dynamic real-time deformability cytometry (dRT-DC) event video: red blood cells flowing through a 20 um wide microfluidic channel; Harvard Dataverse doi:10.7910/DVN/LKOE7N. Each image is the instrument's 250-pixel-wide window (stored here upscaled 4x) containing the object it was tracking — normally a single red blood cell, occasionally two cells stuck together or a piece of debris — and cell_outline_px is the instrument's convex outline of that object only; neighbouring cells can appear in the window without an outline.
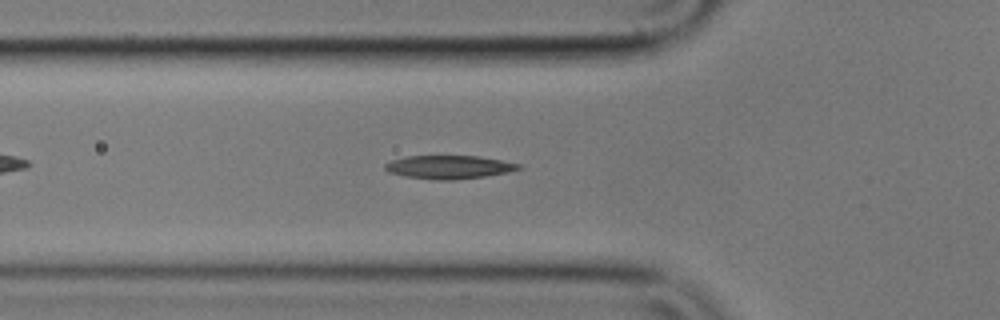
{"species": "common noctule bat (a hibernating species)", "species_latin": "Nyctalus noctula", "temperature_condition": "cold", "stored_images_in_passage": 45, "camera_frame_rate_fps": 3000, "um_per_image_px": 0.085, "animal": {"sex": "male", "body_mass_g": 17.9}, "frame": {"image": 1, "passage_image": 9, "time_ms": 2.667, "image_size_px": [1000, 320], "cell_outline_px": [[524, 168], [508, 172], [484, 176], [456, 180], [436, 180], [404, 176], [388, 172], [384, 168], [384, 164], [392, 160], [408, 156], [476, 156], [500, 160], [520, 164]], "centroid_in_image_um": [38.15, 14.21], "position_along_channel_um": 87.6, "area_um2": 18.15}}
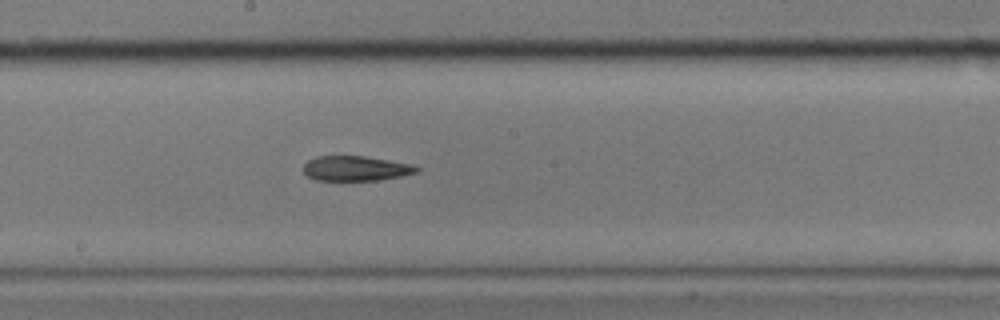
{"frame": {"image": 2, "passage_image": 20, "time_ms": 6.333, "image_size_px": [1000, 320], "cell_outline_px": [[420, 172], [380, 180], [316, 180], [308, 176], [304, 172], [304, 164], [308, 160], [316, 156], [364, 156], [412, 164], [420, 168]], "centroid_in_image_um": [30.26, 14.31], "position_along_channel_um": 217.9, "area_um2": 16.42}}
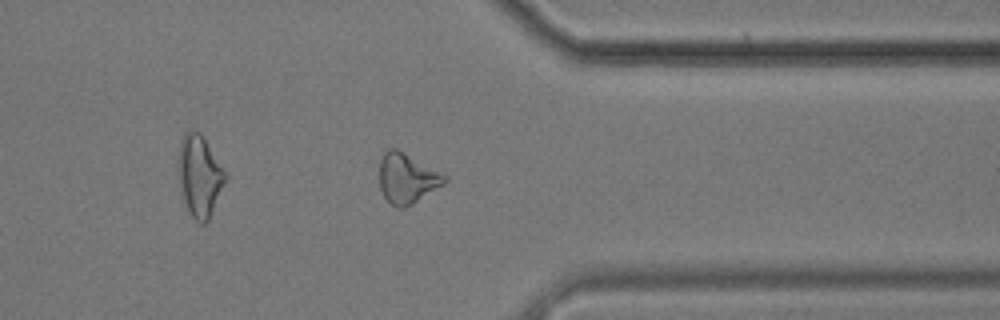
{"frame": {"image": 3, "passage_image": 34, "time_ms": 11.0, "image_size_px": [1000, 320], "cell_outline_px": [[448, 180], [444, 184], [412, 204], [404, 208], [396, 208], [384, 196], [380, 188], [380, 160], [384, 152], [388, 148], [396, 148], [448, 176]], "centroid_in_image_um": [34.6, 15.16], "position_along_channel_um": 376.8, "area_um2": 18.84}}